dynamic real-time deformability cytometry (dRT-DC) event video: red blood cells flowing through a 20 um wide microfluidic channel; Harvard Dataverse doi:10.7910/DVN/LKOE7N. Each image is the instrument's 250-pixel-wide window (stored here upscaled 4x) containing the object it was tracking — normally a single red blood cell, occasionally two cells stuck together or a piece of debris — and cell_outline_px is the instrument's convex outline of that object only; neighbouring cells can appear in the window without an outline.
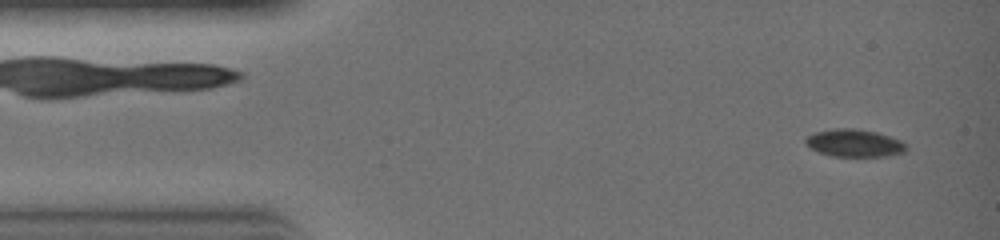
{"species": "common noctule bat (a hibernating species)", "species_latin": "Nyctalus noctula", "temperature_condition": "warm", "stored_images_in_passage": 30, "camera_frame_rate_fps": 3000, "um_per_image_px": 0.085, "animal": {"sex": "female", "body_mass_g": 19.0, "forearm_length_mm": 51.5}, "frame": {"image": 1, "passage_image": 2, "time_ms": 0.333, "image_size_px": [1000, 240], "cell_outline_px": [[908, 148], [904, 152], [884, 156], [832, 156], [820, 152], [812, 148], [804, 140], [804, 136], [816, 132], [836, 128], [852, 128], [876, 132], [900, 140], [908, 144]], "centroid_in_image_um": [72.63, 12.15], "position_along_channel_um": 12.4, "area_um2": 16.01}}
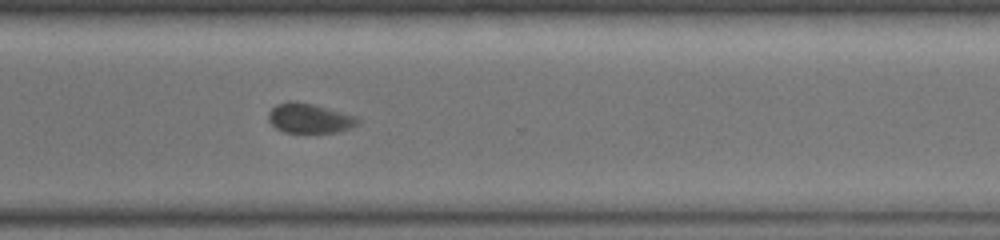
{"frame": {"image": 2, "passage_image": 22, "time_ms": 7.0, "image_size_px": [1000, 240], "cell_outline_px": [[360, 120], [356, 124], [348, 128], [336, 132], [284, 132], [276, 128], [268, 120], [268, 112], [276, 104], [288, 100], [296, 100], [316, 104], [356, 116]], "centroid_in_image_um": [26.26, 10.02], "position_along_channel_um": 344.3, "area_um2": 15.55}}
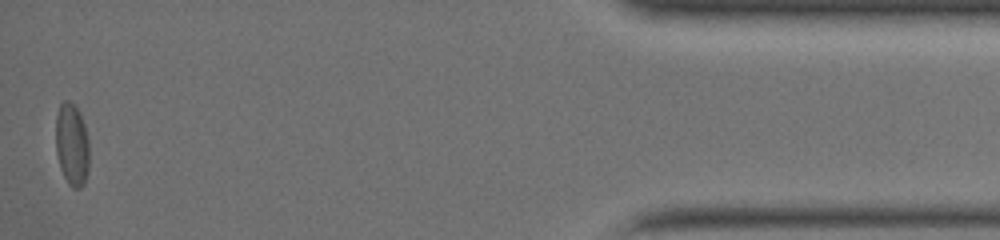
{"frame": {"image": 3, "passage_image": 30, "time_ms": 9.667, "image_size_px": [1000, 240], "cell_outline_px": [[88, 172], [84, 184], [80, 188], [72, 188], [68, 184], [60, 168], [56, 152], [56, 116], [60, 104], [64, 100], [68, 100], [80, 112], [84, 124], [88, 140]], "centroid_in_image_um": [6.11, 12.3], "position_along_channel_um": 429.1, "area_um2": 16.13}}